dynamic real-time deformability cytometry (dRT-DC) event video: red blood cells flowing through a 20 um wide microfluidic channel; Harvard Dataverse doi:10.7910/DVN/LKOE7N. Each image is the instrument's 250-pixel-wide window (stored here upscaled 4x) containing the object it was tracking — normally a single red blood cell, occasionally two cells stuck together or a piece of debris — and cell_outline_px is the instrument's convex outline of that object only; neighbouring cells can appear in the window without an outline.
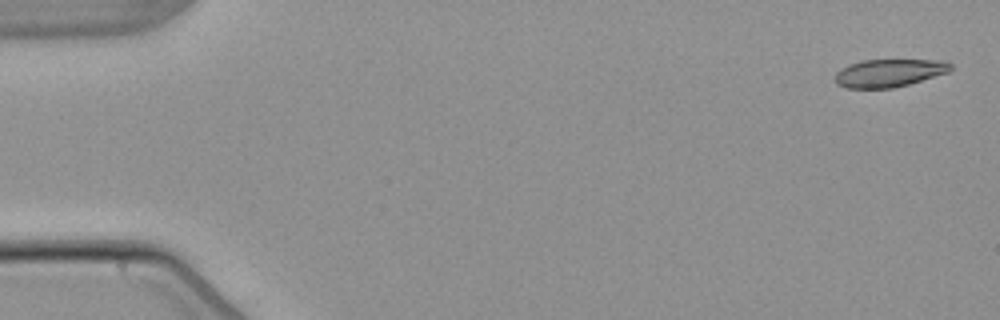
{"species": "common noctule bat (a hibernating species)", "species_latin": "Nyctalus noctula", "temperature_condition": "warm", "stored_images_in_passage": 5, "camera_frame_rate_fps": 3000, "um_per_image_px": 0.085, "animal": {"sex": "male", "body_mass_g": 21.5, "forearm_length_mm": 52.0}, "frame": {"image": 1, "passage_image": 1, "time_ms": 0.0, "image_size_px": [1000, 320], "cell_outline_px": [[952, 68], [948, 72], [908, 84], [892, 88], [848, 88], [836, 84], [836, 72], [840, 68], [848, 64], [860, 60], [944, 60], [952, 64]], "centroid_in_image_um": [75.55, 6.19], "position_along_channel_um": 9.5, "area_um2": 18.73}}
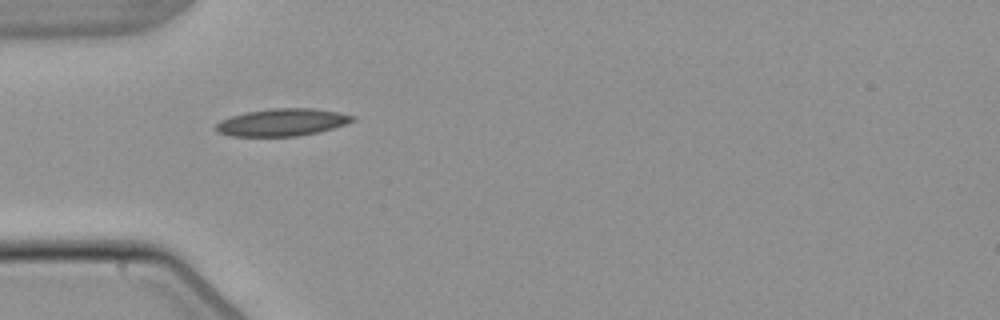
{"frame": {"image": 2, "passage_image": 5, "time_ms": 5.0, "image_size_px": [1000, 320], "cell_outline_px": [[356, 120], [320, 132], [296, 136], [232, 136], [216, 132], [216, 124], [220, 120], [244, 112], [272, 108], [312, 108], [340, 112], [356, 116]], "centroid_in_image_um": [23.99, 10.39], "position_along_channel_um": 61.0, "area_um2": 21.85}}